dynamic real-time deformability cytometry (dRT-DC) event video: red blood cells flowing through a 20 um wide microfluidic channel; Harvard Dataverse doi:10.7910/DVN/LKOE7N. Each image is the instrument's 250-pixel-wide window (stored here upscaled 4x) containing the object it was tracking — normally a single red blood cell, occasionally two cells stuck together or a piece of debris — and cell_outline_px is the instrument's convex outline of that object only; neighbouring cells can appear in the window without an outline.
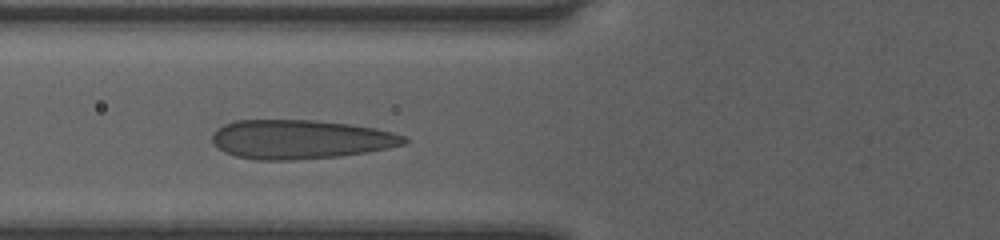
{"species": "human", "species_latin": "Homo sapiens", "temperature_condition": "room temperature", "stored_images_in_passage": 34, "camera_frame_rate_fps": 3000, "um_per_image_px": 0.085, "donor": {"sex": "female"}, "frame": {"image": 1, "passage_image": 11, "time_ms": 3.333, "image_size_px": [1000, 240], "cell_outline_px": [[408, 140], [404, 144], [388, 148], [368, 152], [336, 156], [292, 160], [256, 160], [236, 156], [224, 152], [216, 148], [212, 144], [212, 132], [216, 128], [224, 124], [236, 120], [316, 120], [348, 124], [376, 128], [392, 132], [404, 136]], "centroid_in_image_um": [25.47, 11.84], "position_along_channel_um": 100.3, "area_um2": 43.87}}
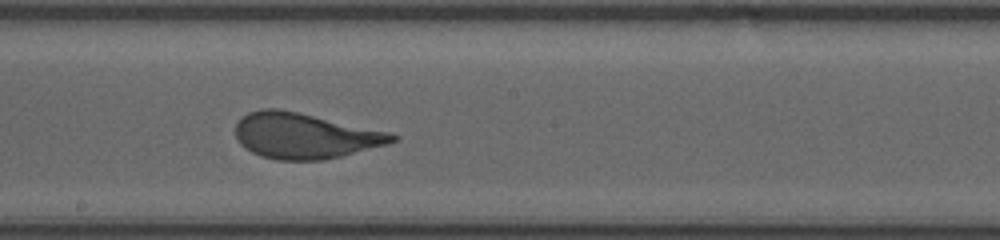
{"frame": {"image": 2, "passage_image": 20, "time_ms": 6.333, "image_size_px": [1000, 240], "cell_outline_px": [[400, 136], [396, 140], [388, 144], [324, 160], [276, 160], [260, 156], [244, 148], [240, 144], [236, 136], [236, 124], [248, 112], [260, 108], [276, 108], [296, 112], [388, 132]], "centroid_in_image_um": [25.86, 11.55], "position_along_channel_um": 222.3, "area_um2": 41.21}}
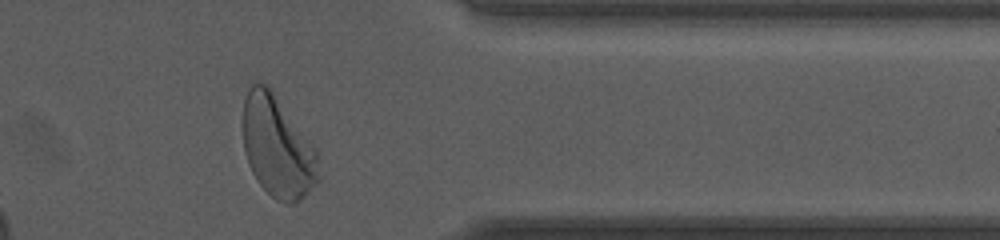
{"frame": {"image": 3, "passage_image": 33, "time_ms": 10.667, "image_size_px": [1000, 240], "cell_outline_px": [[320, 180], [300, 200], [292, 204], [284, 204], [276, 200], [256, 180], [248, 164], [244, 152], [240, 124], [244, 100], [252, 84], [268, 84], [272, 88], [316, 148], [320, 176]], "centroid_in_image_um": [23.57, 12.47], "position_along_channel_um": 387.8, "area_um2": 45.6}, "authors_computed_cell_mechanics": {"area_um2": 41.7316, "velocity_mm_per_s": 4.048, "shape_relaxation_time_tau1_ms": 4.4238, "shape_relaxation_time_tau2_ms": null, "deformation_change_tau1": 0.1928, "deformation_change_tau2": null}}